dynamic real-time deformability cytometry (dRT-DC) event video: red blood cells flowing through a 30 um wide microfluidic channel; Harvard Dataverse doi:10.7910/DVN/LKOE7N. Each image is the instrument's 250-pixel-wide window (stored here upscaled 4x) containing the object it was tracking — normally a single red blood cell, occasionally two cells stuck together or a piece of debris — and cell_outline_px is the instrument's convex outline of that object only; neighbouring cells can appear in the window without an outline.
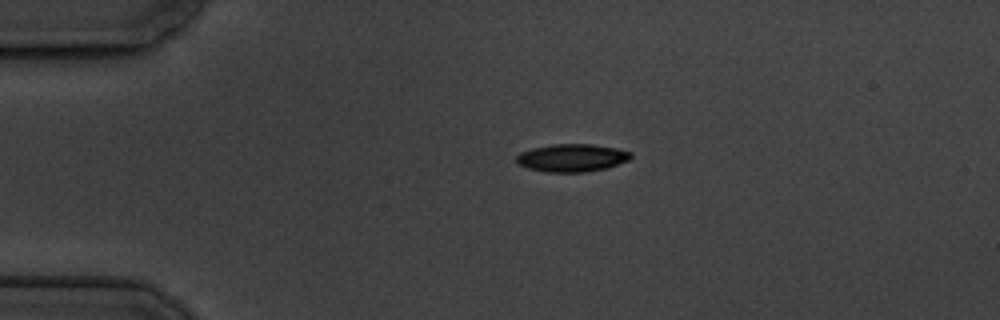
{"species": "common noctule bat (a hibernating species)", "species_latin": "Nyctalus noctula", "temperature_condition": "cold", "stored_images_in_passage": 12, "camera_frame_rate_fps": 3000, "um_per_image_px": 0.085, "animal": {"sex": "male", "body_mass_g": 19.5, "forearm_length_mm": 54.6}, "frame": {"image": 1, "passage_image": 1, "time_ms": 0.0, "image_size_px": [1000, 320], "cell_outline_px": [[632, 156], [628, 160], [608, 168], [584, 172], [548, 172], [528, 168], [520, 164], [516, 160], [516, 156], [520, 152], [532, 148], [552, 144], [592, 144], [616, 148], [632, 152]], "centroid_in_image_um": [48.63, 13.41], "position_along_channel_um": 36.4, "area_um2": 18.5}}
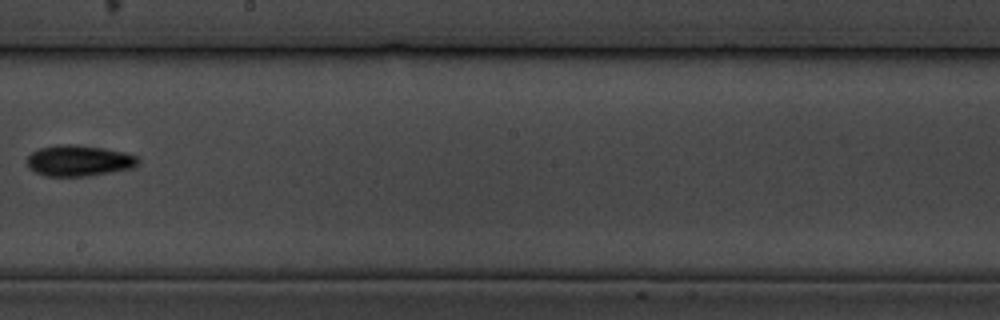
{"frame": {"image": 2, "passage_image": 6, "time_ms": 7.0, "image_size_px": [1000, 320], "cell_outline_px": [[140, 160], [132, 168], [88, 176], [44, 176], [28, 168], [28, 156], [32, 152], [40, 148], [60, 144], [76, 144], [124, 152], [136, 156]], "centroid_in_image_um": [6.68, 13.66], "position_along_channel_um": 241.5, "area_um2": 19.88}}
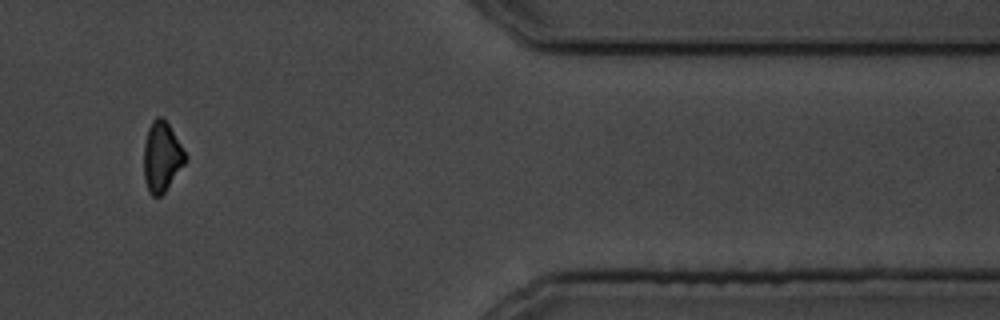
{"frame": {"image": 3, "passage_image": 11, "time_ms": 12.333, "image_size_px": [1000, 320], "cell_outline_px": [[188, 160], [164, 192], [160, 196], [152, 196], [148, 192], [144, 180], [144, 144], [148, 128], [152, 120], [156, 116], [160, 116], [168, 124], [188, 156]], "centroid_in_image_um": [13.75, 13.34], "position_along_channel_um": 397.6, "area_um2": 16.99}, "authors_computed_cell_mechanics": {"area_um2": 18.6983, "velocity_mm_per_s": 3.482, "shape_relaxation_time_tau1_ms": 3.9774, "shape_relaxation_time_tau2_ms": null, "deformation_change_tau1": 0.0996, "deformation_change_tau2": null}}